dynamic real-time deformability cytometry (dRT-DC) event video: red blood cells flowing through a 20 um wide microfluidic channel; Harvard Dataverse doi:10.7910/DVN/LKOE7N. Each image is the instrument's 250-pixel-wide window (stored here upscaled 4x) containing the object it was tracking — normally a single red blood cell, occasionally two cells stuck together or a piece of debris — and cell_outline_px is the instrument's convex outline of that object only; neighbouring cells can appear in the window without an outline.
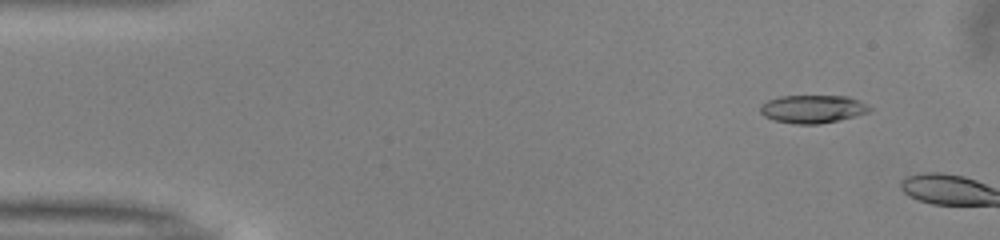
{"species": "common noctule bat (a hibernating species)", "species_latin": "Nyctalus noctula", "temperature_condition": "warm", "stored_images_in_passage": 4, "camera_frame_rate_fps": 3000, "um_per_image_px": 0.085, "animal": {"sex": "male", "body_mass_g": 13.0, "forearm_length_mm": 53.1}, "frame": {"image": 1, "passage_image": 2, "time_ms": 0.333, "image_size_px": [1000, 240], "cell_outline_px": [[872, 108], [868, 112], [856, 116], [820, 124], [792, 124], [776, 120], [764, 116], [760, 112], [760, 104], [768, 100], [780, 96], [848, 96], [860, 100]], "centroid_in_image_um": [69.08, 9.26], "position_along_channel_um": 15.9, "area_um2": 17.92}}